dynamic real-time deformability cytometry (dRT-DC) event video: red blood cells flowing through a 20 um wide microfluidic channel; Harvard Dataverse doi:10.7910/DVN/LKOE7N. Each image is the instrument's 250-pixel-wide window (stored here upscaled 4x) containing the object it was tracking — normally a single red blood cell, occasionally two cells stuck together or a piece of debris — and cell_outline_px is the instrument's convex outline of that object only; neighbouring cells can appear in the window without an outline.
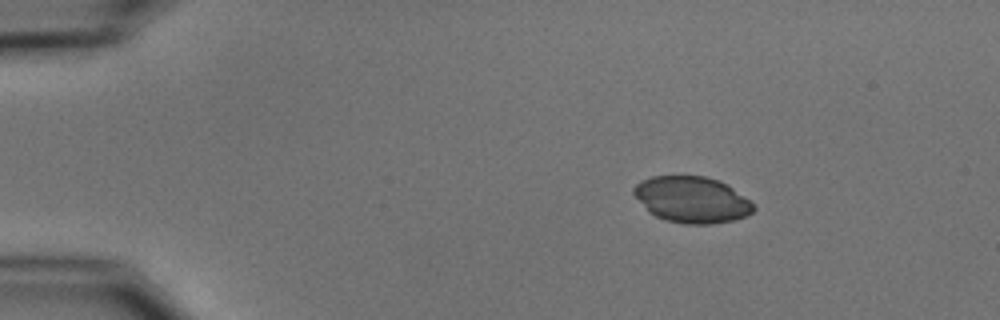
{"species": "common noctule bat (a hibernating species)", "species_latin": "Nyctalus noctula", "temperature_condition": "cold", "stored_images_in_passage": 3, "camera_frame_rate_fps": 3000, "um_per_image_px": 0.085, "animal": {"sex": "male", "body_mass_g": 15.6}, "frame": {"image": 1, "passage_image": 1, "time_ms": 0.0, "image_size_px": [1000, 320], "cell_outline_px": [[756, 208], [752, 212], [744, 216], [732, 220], [712, 224], [684, 224], [664, 220], [648, 212], [632, 192], [632, 188], [640, 180], [652, 176], [704, 176], [720, 180], [752, 200], [756, 204]], "centroid_in_image_um": [58.82, 16.97], "position_along_channel_um": 26.2, "area_um2": 32.6}}